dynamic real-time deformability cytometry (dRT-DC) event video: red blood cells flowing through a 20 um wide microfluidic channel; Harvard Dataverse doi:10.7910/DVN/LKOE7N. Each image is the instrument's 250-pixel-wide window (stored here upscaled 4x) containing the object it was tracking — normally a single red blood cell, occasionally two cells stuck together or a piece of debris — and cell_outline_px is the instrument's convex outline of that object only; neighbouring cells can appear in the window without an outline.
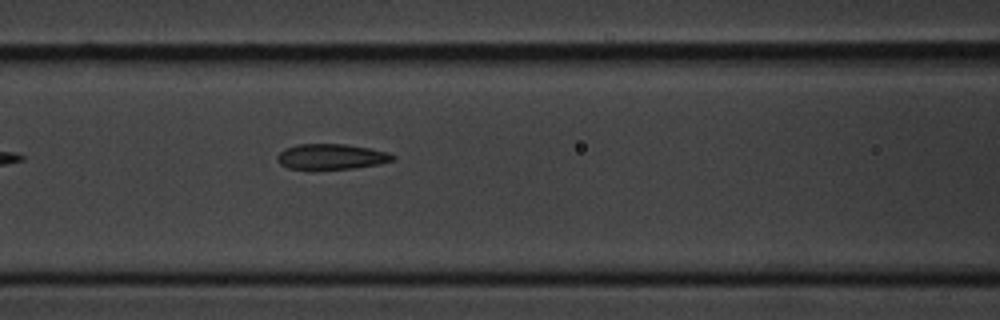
{"species": "common noctule bat (a hibernating species)", "species_latin": "Nyctalus noctula", "temperature_condition": "cold", "stored_images_in_passage": 7, "camera_frame_rate_fps": 3000, "um_per_image_px": 0.085, "animal": {"sex": "male", "body_mass_g": 20.1, "forearm_length_mm": 53.5}, "frame": {"image": 1, "passage_image": 7, "time_ms": 7.667, "image_size_px": [1000, 320], "cell_outline_px": [[396, 156], [392, 160], [380, 164], [352, 168], [288, 168], [280, 164], [276, 160], [276, 156], [284, 148], [296, 144], [348, 144], [388, 152]], "centroid_in_image_um": [28.14, 13.29], "position_along_channel_um": 138.5, "area_um2": 16.94}}